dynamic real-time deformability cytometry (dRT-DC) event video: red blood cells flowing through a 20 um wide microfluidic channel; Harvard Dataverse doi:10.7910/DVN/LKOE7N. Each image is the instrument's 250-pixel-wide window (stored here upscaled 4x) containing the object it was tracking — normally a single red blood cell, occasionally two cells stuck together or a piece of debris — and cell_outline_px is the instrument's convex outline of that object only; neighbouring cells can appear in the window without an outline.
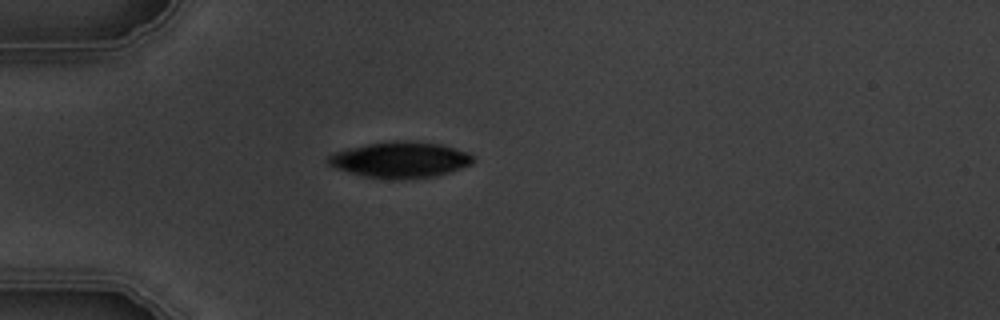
{"species": "common noctule bat (a hibernating species)", "species_latin": "Nyctalus noctula", "temperature_condition": "warm", "stored_images_in_passage": 2, "camera_frame_rate_fps": 3000, "um_per_image_px": 0.085, "animal": {"sex": "male", "body_mass_g": 19.5, "forearm_length_mm": 54.6}, "frame": {"image": 1, "passage_image": 1, "time_ms": 0.0, "image_size_px": [1000, 320], "cell_outline_px": [[476, 160], [472, 164], [436, 176], [400, 180], [396, 180], [364, 176], [348, 172], [336, 168], [328, 164], [324, 160], [328, 156], [336, 152], [348, 148], [368, 144], [392, 140], [396, 140], [440, 144], [468, 152], [476, 156]], "centroid_in_image_um": [34.03, 13.59], "position_along_channel_um": 51.0, "area_um2": 30.46}}